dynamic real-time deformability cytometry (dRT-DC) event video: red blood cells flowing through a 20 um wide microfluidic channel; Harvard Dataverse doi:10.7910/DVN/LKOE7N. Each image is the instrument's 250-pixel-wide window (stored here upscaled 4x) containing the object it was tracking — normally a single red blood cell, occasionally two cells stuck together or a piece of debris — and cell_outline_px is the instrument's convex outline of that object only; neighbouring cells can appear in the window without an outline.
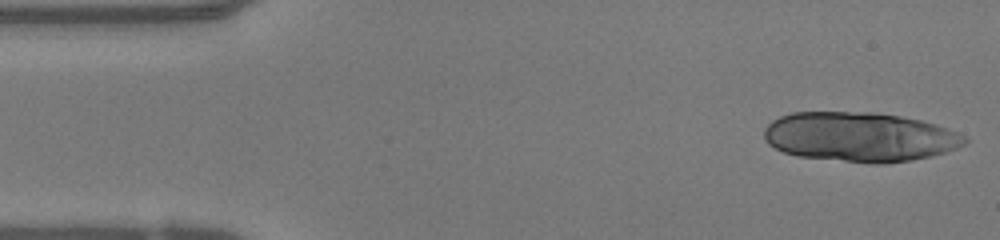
{"species": "human", "species_latin": "Homo sapiens", "temperature_condition": "warm", "stored_images_in_passage": 34, "camera_frame_rate_fps": 3000, "um_per_image_px": 0.085, "donor": {"sex": "female"}, "frame": {"image": 1, "passage_image": 1, "time_ms": 0.0, "image_size_px": [1000, 240], "cell_outline_px": [[968, 140], [964, 144], [956, 148], [932, 156], [884, 164], [876, 164], [796, 156], [784, 152], [768, 144], [764, 136], [764, 128], [772, 120], [780, 116], [792, 112], [872, 112], [900, 116], [920, 120], [936, 124], [968, 136]], "centroid_in_image_um": [73.07, 11.63], "position_along_channel_um": 11.9, "area_um2": 57.97}}
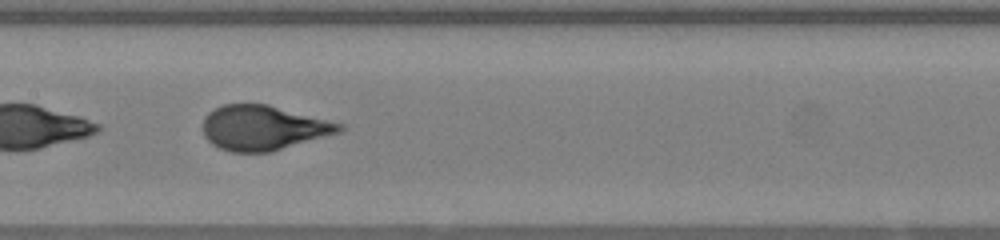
{"frame": {"image": 2, "passage_image": 22, "time_ms": 7.0, "image_size_px": [1000, 240], "cell_outline_px": [[344, 128], [340, 132], [268, 152], [232, 152], [220, 148], [212, 144], [204, 136], [204, 116], [208, 112], [224, 104], [268, 104], [344, 124]], "centroid_in_image_um": [22.36, 10.85], "position_along_channel_um": 185.0, "area_um2": 35.26}}
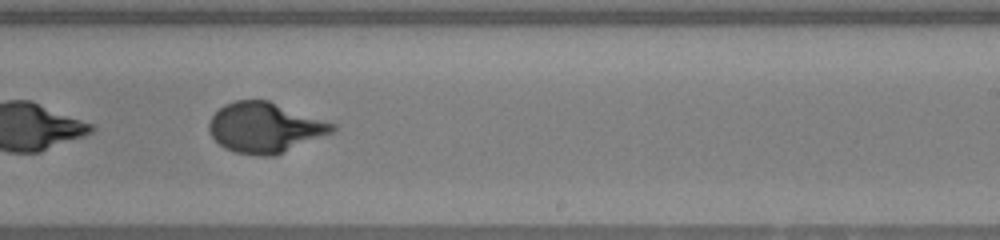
{"frame": {"image": 3, "passage_image": 28, "time_ms": 9.0, "image_size_px": [1000, 240], "cell_outline_px": [[336, 128], [332, 132], [272, 156], [260, 156], [236, 152], [224, 148], [212, 136], [208, 128], [208, 124], [212, 116], [224, 104], [236, 100], [268, 100], [336, 124]], "centroid_in_image_um": [22.49, 10.83], "position_along_channel_um": 266.5, "area_um2": 35.55}}